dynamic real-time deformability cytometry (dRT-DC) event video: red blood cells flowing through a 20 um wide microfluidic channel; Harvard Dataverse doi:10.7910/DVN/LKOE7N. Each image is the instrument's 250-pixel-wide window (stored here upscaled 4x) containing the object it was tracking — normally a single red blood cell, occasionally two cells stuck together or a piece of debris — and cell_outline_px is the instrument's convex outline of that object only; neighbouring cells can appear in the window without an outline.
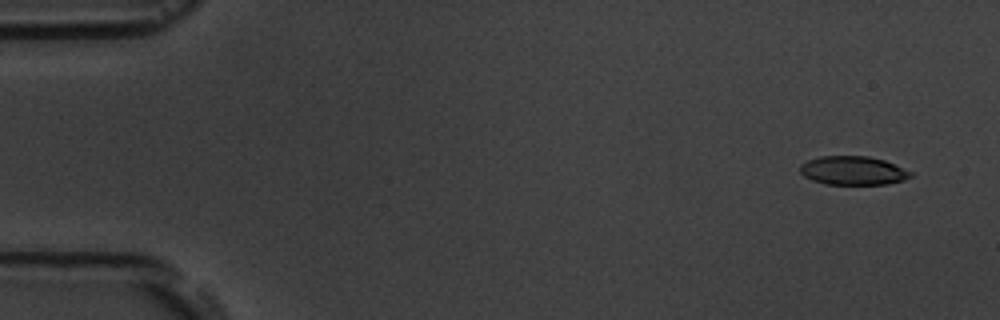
{"species": "common noctule bat (a hibernating species)", "species_latin": "Nyctalus noctula", "temperature_condition": "room temperature", "stored_images_in_passage": 5, "camera_frame_rate_fps": 3000, "um_per_image_px": 0.085, "animal": {"sex": "male", "body_mass_g": 19.5, "forearm_length_mm": 54.6}, "frame": {"image": 1, "passage_image": 2, "time_ms": 1.0, "image_size_px": [1000, 320], "cell_outline_px": [[912, 176], [904, 180], [888, 184], [824, 184], [812, 180], [804, 176], [800, 172], [800, 164], [808, 160], [820, 156], [868, 156], [884, 160], [912, 172]], "centroid_in_image_um": [72.49, 14.5], "position_along_channel_um": 12.5, "area_um2": 18.5}}